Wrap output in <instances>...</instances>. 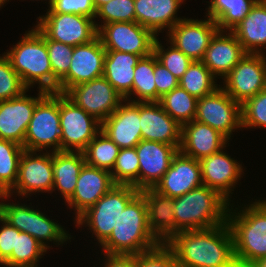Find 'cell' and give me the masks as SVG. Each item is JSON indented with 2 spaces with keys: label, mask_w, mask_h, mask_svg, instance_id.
I'll return each mask as SVG.
<instances>
[{
  "label": "cell",
  "mask_w": 266,
  "mask_h": 267,
  "mask_svg": "<svg viewBox=\"0 0 266 267\" xmlns=\"http://www.w3.org/2000/svg\"><path fill=\"white\" fill-rule=\"evenodd\" d=\"M185 0H134L136 22L149 29L156 37L168 33L184 17L177 12ZM167 30V31H166ZM163 31V32H162Z\"/></svg>",
  "instance_id": "cell-27"
},
{
  "label": "cell",
  "mask_w": 266,
  "mask_h": 267,
  "mask_svg": "<svg viewBox=\"0 0 266 267\" xmlns=\"http://www.w3.org/2000/svg\"><path fill=\"white\" fill-rule=\"evenodd\" d=\"M104 132L120 149L135 147L141 140L140 102L123 100L101 123Z\"/></svg>",
  "instance_id": "cell-23"
},
{
  "label": "cell",
  "mask_w": 266,
  "mask_h": 267,
  "mask_svg": "<svg viewBox=\"0 0 266 267\" xmlns=\"http://www.w3.org/2000/svg\"><path fill=\"white\" fill-rule=\"evenodd\" d=\"M137 267H178L173 250L166 244L160 243L156 247L136 255Z\"/></svg>",
  "instance_id": "cell-45"
},
{
  "label": "cell",
  "mask_w": 266,
  "mask_h": 267,
  "mask_svg": "<svg viewBox=\"0 0 266 267\" xmlns=\"http://www.w3.org/2000/svg\"><path fill=\"white\" fill-rule=\"evenodd\" d=\"M106 51L128 52L141 58L153 52L156 36L147 28L134 22H112L98 30Z\"/></svg>",
  "instance_id": "cell-15"
},
{
  "label": "cell",
  "mask_w": 266,
  "mask_h": 267,
  "mask_svg": "<svg viewBox=\"0 0 266 267\" xmlns=\"http://www.w3.org/2000/svg\"><path fill=\"white\" fill-rule=\"evenodd\" d=\"M256 0H211L207 17L216 22L221 31H232L250 12Z\"/></svg>",
  "instance_id": "cell-32"
},
{
  "label": "cell",
  "mask_w": 266,
  "mask_h": 267,
  "mask_svg": "<svg viewBox=\"0 0 266 267\" xmlns=\"http://www.w3.org/2000/svg\"><path fill=\"white\" fill-rule=\"evenodd\" d=\"M0 224V264H2L12 252H16V234H19L20 231L1 216Z\"/></svg>",
  "instance_id": "cell-48"
},
{
  "label": "cell",
  "mask_w": 266,
  "mask_h": 267,
  "mask_svg": "<svg viewBox=\"0 0 266 267\" xmlns=\"http://www.w3.org/2000/svg\"><path fill=\"white\" fill-rule=\"evenodd\" d=\"M230 206L231 202L219 191L201 185L174 198L175 227L186 231L227 223Z\"/></svg>",
  "instance_id": "cell-4"
},
{
  "label": "cell",
  "mask_w": 266,
  "mask_h": 267,
  "mask_svg": "<svg viewBox=\"0 0 266 267\" xmlns=\"http://www.w3.org/2000/svg\"><path fill=\"white\" fill-rule=\"evenodd\" d=\"M114 185L110 171L93 167L85 163L80 171L75 191L65 202V205H67L70 210L75 211L73 214L76 220Z\"/></svg>",
  "instance_id": "cell-20"
},
{
  "label": "cell",
  "mask_w": 266,
  "mask_h": 267,
  "mask_svg": "<svg viewBox=\"0 0 266 267\" xmlns=\"http://www.w3.org/2000/svg\"><path fill=\"white\" fill-rule=\"evenodd\" d=\"M229 267H254V263L234 259Z\"/></svg>",
  "instance_id": "cell-50"
},
{
  "label": "cell",
  "mask_w": 266,
  "mask_h": 267,
  "mask_svg": "<svg viewBox=\"0 0 266 267\" xmlns=\"http://www.w3.org/2000/svg\"><path fill=\"white\" fill-rule=\"evenodd\" d=\"M242 128L266 129V89L241 105Z\"/></svg>",
  "instance_id": "cell-43"
},
{
  "label": "cell",
  "mask_w": 266,
  "mask_h": 267,
  "mask_svg": "<svg viewBox=\"0 0 266 267\" xmlns=\"http://www.w3.org/2000/svg\"><path fill=\"white\" fill-rule=\"evenodd\" d=\"M245 54L232 31L218 30L205 51L202 63L216 78L223 80Z\"/></svg>",
  "instance_id": "cell-25"
},
{
  "label": "cell",
  "mask_w": 266,
  "mask_h": 267,
  "mask_svg": "<svg viewBox=\"0 0 266 267\" xmlns=\"http://www.w3.org/2000/svg\"><path fill=\"white\" fill-rule=\"evenodd\" d=\"M110 173L115 185H131L139 191V158L136 148L120 149Z\"/></svg>",
  "instance_id": "cell-37"
},
{
  "label": "cell",
  "mask_w": 266,
  "mask_h": 267,
  "mask_svg": "<svg viewBox=\"0 0 266 267\" xmlns=\"http://www.w3.org/2000/svg\"><path fill=\"white\" fill-rule=\"evenodd\" d=\"M201 185L203 182L199 160L179 150L172 158L169 169L153 189L162 195L175 198Z\"/></svg>",
  "instance_id": "cell-22"
},
{
  "label": "cell",
  "mask_w": 266,
  "mask_h": 267,
  "mask_svg": "<svg viewBox=\"0 0 266 267\" xmlns=\"http://www.w3.org/2000/svg\"><path fill=\"white\" fill-rule=\"evenodd\" d=\"M24 149L37 152L61 151L59 93L48 92L36 104L26 130Z\"/></svg>",
  "instance_id": "cell-8"
},
{
  "label": "cell",
  "mask_w": 266,
  "mask_h": 267,
  "mask_svg": "<svg viewBox=\"0 0 266 267\" xmlns=\"http://www.w3.org/2000/svg\"><path fill=\"white\" fill-rule=\"evenodd\" d=\"M53 183L52 152L39 151L37 154V151L24 150L19 162L17 181L9 195L31 198L39 192L51 194Z\"/></svg>",
  "instance_id": "cell-13"
},
{
  "label": "cell",
  "mask_w": 266,
  "mask_h": 267,
  "mask_svg": "<svg viewBox=\"0 0 266 267\" xmlns=\"http://www.w3.org/2000/svg\"><path fill=\"white\" fill-rule=\"evenodd\" d=\"M3 265L4 267H39V266H25V265H8V264H0V266Z\"/></svg>",
  "instance_id": "cell-54"
},
{
  "label": "cell",
  "mask_w": 266,
  "mask_h": 267,
  "mask_svg": "<svg viewBox=\"0 0 266 267\" xmlns=\"http://www.w3.org/2000/svg\"><path fill=\"white\" fill-rule=\"evenodd\" d=\"M154 68L155 54L153 52L149 56L140 58L137 62L134 70L131 102H156Z\"/></svg>",
  "instance_id": "cell-34"
},
{
  "label": "cell",
  "mask_w": 266,
  "mask_h": 267,
  "mask_svg": "<svg viewBox=\"0 0 266 267\" xmlns=\"http://www.w3.org/2000/svg\"><path fill=\"white\" fill-rule=\"evenodd\" d=\"M47 251L33 236L20 231L16 234V252H12L2 264L38 266Z\"/></svg>",
  "instance_id": "cell-39"
},
{
  "label": "cell",
  "mask_w": 266,
  "mask_h": 267,
  "mask_svg": "<svg viewBox=\"0 0 266 267\" xmlns=\"http://www.w3.org/2000/svg\"><path fill=\"white\" fill-rule=\"evenodd\" d=\"M4 4V0H0V8L3 7Z\"/></svg>",
  "instance_id": "cell-56"
},
{
  "label": "cell",
  "mask_w": 266,
  "mask_h": 267,
  "mask_svg": "<svg viewBox=\"0 0 266 267\" xmlns=\"http://www.w3.org/2000/svg\"><path fill=\"white\" fill-rule=\"evenodd\" d=\"M85 165L81 151L52 152L53 189L58 191L65 202L73 195L81 169Z\"/></svg>",
  "instance_id": "cell-31"
},
{
  "label": "cell",
  "mask_w": 266,
  "mask_h": 267,
  "mask_svg": "<svg viewBox=\"0 0 266 267\" xmlns=\"http://www.w3.org/2000/svg\"><path fill=\"white\" fill-rule=\"evenodd\" d=\"M159 39L158 37L155 39L153 53L156 55L158 61L180 80L193 61L168 40L166 44L169 43L170 46L165 48Z\"/></svg>",
  "instance_id": "cell-40"
},
{
  "label": "cell",
  "mask_w": 266,
  "mask_h": 267,
  "mask_svg": "<svg viewBox=\"0 0 266 267\" xmlns=\"http://www.w3.org/2000/svg\"><path fill=\"white\" fill-rule=\"evenodd\" d=\"M61 151H83L101 131V122L59 93Z\"/></svg>",
  "instance_id": "cell-9"
},
{
  "label": "cell",
  "mask_w": 266,
  "mask_h": 267,
  "mask_svg": "<svg viewBox=\"0 0 266 267\" xmlns=\"http://www.w3.org/2000/svg\"><path fill=\"white\" fill-rule=\"evenodd\" d=\"M31 1V0H30ZM34 1V0H33ZM35 1H39V0H35ZM42 1V0H41ZM48 1V8L50 7L51 3L53 0H45ZM7 2H9V0H4V3L7 4Z\"/></svg>",
  "instance_id": "cell-55"
},
{
  "label": "cell",
  "mask_w": 266,
  "mask_h": 267,
  "mask_svg": "<svg viewBox=\"0 0 266 267\" xmlns=\"http://www.w3.org/2000/svg\"><path fill=\"white\" fill-rule=\"evenodd\" d=\"M142 140L181 146L182 125L172 119L159 102H140Z\"/></svg>",
  "instance_id": "cell-24"
},
{
  "label": "cell",
  "mask_w": 266,
  "mask_h": 267,
  "mask_svg": "<svg viewBox=\"0 0 266 267\" xmlns=\"http://www.w3.org/2000/svg\"><path fill=\"white\" fill-rule=\"evenodd\" d=\"M216 81L217 78L202 61H193L179 80V86L199 99L220 87Z\"/></svg>",
  "instance_id": "cell-33"
},
{
  "label": "cell",
  "mask_w": 266,
  "mask_h": 267,
  "mask_svg": "<svg viewBox=\"0 0 266 267\" xmlns=\"http://www.w3.org/2000/svg\"><path fill=\"white\" fill-rule=\"evenodd\" d=\"M223 148L199 160L203 185L219 191L230 202L232 191L244 175L242 163L231 157Z\"/></svg>",
  "instance_id": "cell-19"
},
{
  "label": "cell",
  "mask_w": 266,
  "mask_h": 267,
  "mask_svg": "<svg viewBox=\"0 0 266 267\" xmlns=\"http://www.w3.org/2000/svg\"><path fill=\"white\" fill-rule=\"evenodd\" d=\"M159 244L149 229L147 205L139 192L122 211L116 227L100 247L107 254L137 255Z\"/></svg>",
  "instance_id": "cell-5"
},
{
  "label": "cell",
  "mask_w": 266,
  "mask_h": 267,
  "mask_svg": "<svg viewBox=\"0 0 266 267\" xmlns=\"http://www.w3.org/2000/svg\"><path fill=\"white\" fill-rule=\"evenodd\" d=\"M195 120L209 125L230 141L232 132L242 128L241 104L220 86L213 93L198 99Z\"/></svg>",
  "instance_id": "cell-11"
},
{
  "label": "cell",
  "mask_w": 266,
  "mask_h": 267,
  "mask_svg": "<svg viewBox=\"0 0 266 267\" xmlns=\"http://www.w3.org/2000/svg\"><path fill=\"white\" fill-rule=\"evenodd\" d=\"M135 148L139 158V191L154 188L179 150L173 145L147 140H141Z\"/></svg>",
  "instance_id": "cell-21"
},
{
  "label": "cell",
  "mask_w": 266,
  "mask_h": 267,
  "mask_svg": "<svg viewBox=\"0 0 266 267\" xmlns=\"http://www.w3.org/2000/svg\"><path fill=\"white\" fill-rule=\"evenodd\" d=\"M27 90L21 77L12 68L8 57L2 53L0 56V101L16 98Z\"/></svg>",
  "instance_id": "cell-42"
},
{
  "label": "cell",
  "mask_w": 266,
  "mask_h": 267,
  "mask_svg": "<svg viewBox=\"0 0 266 267\" xmlns=\"http://www.w3.org/2000/svg\"><path fill=\"white\" fill-rule=\"evenodd\" d=\"M64 95L101 123L124 100L103 76L71 87Z\"/></svg>",
  "instance_id": "cell-14"
},
{
  "label": "cell",
  "mask_w": 266,
  "mask_h": 267,
  "mask_svg": "<svg viewBox=\"0 0 266 267\" xmlns=\"http://www.w3.org/2000/svg\"><path fill=\"white\" fill-rule=\"evenodd\" d=\"M11 197L8 195L0 202V216L11 226L33 236L46 250L52 248L49 245L52 241L53 244H58L57 246L71 242L72 235L62 225H59L58 221L50 220L48 215L44 214L45 212L42 213L39 208L34 209L32 204L30 206L19 201L17 204L16 202L10 203Z\"/></svg>",
  "instance_id": "cell-6"
},
{
  "label": "cell",
  "mask_w": 266,
  "mask_h": 267,
  "mask_svg": "<svg viewBox=\"0 0 266 267\" xmlns=\"http://www.w3.org/2000/svg\"><path fill=\"white\" fill-rule=\"evenodd\" d=\"M234 204L231 203L227 219L233 236L234 257L254 263L266 257V199H254L244 207L239 206L238 201Z\"/></svg>",
  "instance_id": "cell-3"
},
{
  "label": "cell",
  "mask_w": 266,
  "mask_h": 267,
  "mask_svg": "<svg viewBox=\"0 0 266 267\" xmlns=\"http://www.w3.org/2000/svg\"><path fill=\"white\" fill-rule=\"evenodd\" d=\"M46 46L53 76L60 81L69 71L74 47L54 40H49L47 37Z\"/></svg>",
  "instance_id": "cell-44"
},
{
  "label": "cell",
  "mask_w": 266,
  "mask_h": 267,
  "mask_svg": "<svg viewBox=\"0 0 266 267\" xmlns=\"http://www.w3.org/2000/svg\"><path fill=\"white\" fill-rule=\"evenodd\" d=\"M184 18L167 34L168 41L192 61H202L205 51L215 33L219 30L215 21Z\"/></svg>",
  "instance_id": "cell-17"
},
{
  "label": "cell",
  "mask_w": 266,
  "mask_h": 267,
  "mask_svg": "<svg viewBox=\"0 0 266 267\" xmlns=\"http://www.w3.org/2000/svg\"><path fill=\"white\" fill-rule=\"evenodd\" d=\"M147 205L148 226L160 243H167L180 231L175 227L174 198L162 195L153 188L140 191Z\"/></svg>",
  "instance_id": "cell-28"
},
{
  "label": "cell",
  "mask_w": 266,
  "mask_h": 267,
  "mask_svg": "<svg viewBox=\"0 0 266 267\" xmlns=\"http://www.w3.org/2000/svg\"><path fill=\"white\" fill-rule=\"evenodd\" d=\"M139 192L131 185H114L92 207L73 220L75 226L90 230L100 246L116 227L127 204Z\"/></svg>",
  "instance_id": "cell-7"
},
{
  "label": "cell",
  "mask_w": 266,
  "mask_h": 267,
  "mask_svg": "<svg viewBox=\"0 0 266 267\" xmlns=\"http://www.w3.org/2000/svg\"><path fill=\"white\" fill-rule=\"evenodd\" d=\"M106 50L97 36L89 43L74 47L68 73L59 81V93L103 76Z\"/></svg>",
  "instance_id": "cell-16"
},
{
  "label": "cell",
  "mask_w": 266,
  "mask_h": 267,
  "mask_svg": "<svg viewBox=\"0 0 266 267\" xmlns=\"http://www.w3.org/2000/svg\"><path fill=\"white\" fill-rule=\"evenodd\" d=\"M36 96L26 94L0 101V139L13 141L24 147L26 130L36 104L48 93L37 90Z\"/></svg>",
  "instance_id": "cell-18"
},
{
  "label": "cell",
  "mask_w": 266,
  "mask_h": 267,
  "mask_svg": "<svg viewBox=\"0 0 266 267\" xmlns=\"http://www.w3.org/2000/svg\"><path fill=\"white\" fill-rule=\"evenodd\" d=\"M154 76L156 84V102H159L160 98L179 86V80L158 61L156 55Z\"/></svg>",
  "instance_id": "cell-47"
},
{
  "label": "cell",
  "mask_w": 266,
  "mask_h": 267,
  "mask_svg": "<svg viewBox=\"0 0 266 267\" xmlns=\"http://www.w3.org/2000/svg\"><path fill=\"white\" fill-rule=\"evenodd\" d=\"M178 267H229L235 259L228 223L210 229L180 231L166 243Z\"/></svg>",
  "instance_id": "cell-1"
},
{
  "label": "cell",
  "mask_w": 266,
  "mask_h": 267,
  "mask_svg": "<svg viewBox=\"0 0 266 267\" xmlns=\"http://www.w3.org/2000/svg\"><path fill=\"white\" fill-rule=\"evenodd\" d=\"M222 82L221 88L242 105L266 89V54L246 53Z\"/></svg>",
  "instance_id": "cell-10"
},
{
  "label": "cell",
  "mask_w": 266,
  "mask_h": 267,
  "mask_svg": "<svg viewBox=\"0 0 266 267\" xmlns=\"http://www.w3.org/2000/svg\"><path fill=\"white\" fill-rule=\"evenodd\" d=\"M103 267H137L136 255L107 254L103 253Z\"/></svg>",
  "instance_id": "cell-49"
},
{
  "label": "cell",
  "mask_w": 266,
  "mask_h": 267,
  "mask_svg": "<svg viewBox=\"0 0 266 267\" xmlns=\"http://www.w3.org/2000/svg\"><path fill=\"white\" fill-rule=\"evenodd\" d=\"M46 13L77 14L95 20L93 0H53Z\"/></svg>",
  "instance_id": "cell-46"
},
{
  "label": "cell",
  "mask_w": 266,
  "mask_h": 267,
  "mask_svg": "<svg viewBox=\"0 0 266 267\" xmlns=\"http://www.w3.org/2000/svg\"><path fill=\"white\" fill-rule=\"evenodd\" d=\"M140 58L133 53L106 51L103 77L128 101H131L134 70Z\"/></svg>",
  "instance_id": "cell-29"
},
{
  "label": "cell",
  "mask_w": 266,
  "mask_h": 267,
  "mask_svg": "<svg viewBox=\"0 0 266 267\" xmlns=\"http://www.w3.org/2000/svg\"><path fill=\"white\" fill-rule=\"evenodd\" d=\"M120 148L102 131L82 151L85 163L111 171Z\"/></svg>",
  "instance_id": "cell-36"
},
{
  "label": "cell",
  "mask_w": 266,
  "mask_h": 267,
  "mask_svg": "<svg viewBox=\"0 0 266 267\" xmlns=\"http://www.w3.org/2000/svg\"><path fill=\"white\" fill-rule=\"evenodd\" d=\"M20 39L4 54L24 85L29 89L37 84L39 90L59 93V81L53 76L46 36L34 26Z\"/></svg>",
  "instance_id": "cell-2"
},
{
  "label": "cell",
  "mask_w": 266,
  "mask_h": 267,
  "mask_svg": "<svg viewBox=\"0 0 266 267\" xmlns=\"http://www.w3.org/2000/svg\"><path fill=\"white\" fill-rule=\"evenodd\" d=\"M36 27L49 39L72 47L89 43L98 36L95 20L77 14L45 13Z\"/></svg>",
  "instance_id": "cell-12"
},
{
  "label": "cell",
  "mask_w": 266,
  "mask_h": 267,
  "mask_svg": "<svg viewBox=\"0 0 266 267\" xmlns=\"http://www.w3.org/2000/svg\"><path fill=\"white\" fill-rule=\"evenodd\" d=\"M24 147L10 140L0 139V183L10 191L18 177Z\"/></svg>",
  "instance_id": "cell-38"
},
{
  "label": "cell",
  "mask_w": 266,
  "mask_h": 267,
  "mask_svg": "<svg viewBox=\"0 0 266 267\" xmlns=\"http://www.w3.org/2000/svg\"><path fill=\"white\" fill-rule=\"evenodd\" d=\"M9 195V191L0 183V201Z\"/></svg>",
  "instance_id": "cell-51"
},
{
  "label": "cell",
  "mask_w": 266,
  "mask_h": 267,
  "mask_svg": "<svg viewBox=\"0 0 266 267\" xmlns=\"http://www.w3.org/2000/svg\"><path fill=\"white\" fill-rule=\"evenodd\" d=\"M229 140L209 125L196 120L182 125L180 151L201 160L230 146Z\"/></svg>",
  "instance_id": "cell-26"
},
{
  "label": "cell",
  "mask_w": 266,
  "mask_h": 267,
  "mask_svg": "<svg viewBox=\"0 0 266 267\" xmlns=\"http://www.w3.org/2000/svg\"><path fill=\"white\" fill-rule=\"evenodd\" d=\"M254 267H266V257L254 262Z\"/></svg>",
  "instance_id": "cell-53"
},
{
  "label": "cell",
  "mask_w": 266,
  "mask_h": 267,
  "mask_svg": "<svg viewBox=\"0 0 266 267\" xmlns=\"http://www.w3.org/2000/svg\"><path fill=\"white\" fill-rule=\"evenodd\" d=\"M111 0H93L96 10H98L103 4L108 3Z\"/></svg>",
  "instance_id": "cell-52"
},
{
  "label": "cell",
  "mask_w": 266,
  "mask_h": 267,
  "mask_svg": "<svg viewBox=\"0 0 266 267\" xmlns=\"http://www.w3.org/2000/svg\"><path fill=\"white\" fill-rule=\"evenodd\" d=\"M232 32L237 37V40L241 43L246 53L265 54L266 1H257L247 16Z\"/></svg>",
  "instance_id": "cell-30"
},
{
  "label": "cell",
  "mask_w": 266,
  "mask_h": 267,
  "mask_svg": "<svg viewBox=\"0 0 266 267\" xmlns=\"http://www.w3.org/2000/svg\"><path fill=\"white\" fill-rule=\"evenodd\" d=\"M96 18L101 19V24L95 20L98 30L107 23L134 22L136 21L134 0H111L97 10Z\"/></svg>",
  "instance_id": "cell-41"
},
{
  "label": "cell",
  "mask_w": 266,
  "mask_h": 267,
  "mask_svg": "<svg viewBox=\"0 0 266 267\" xmlns=\"http://www.w3.org/2000/svg\"><path fill=\"white\" fill-rule=\"evenodd\" d=\"M198 99L180 86L160 98L163 110L180 125L195 120Z\"/></svg>",
  "instance_id": "cell-35"
}]
</instances>
